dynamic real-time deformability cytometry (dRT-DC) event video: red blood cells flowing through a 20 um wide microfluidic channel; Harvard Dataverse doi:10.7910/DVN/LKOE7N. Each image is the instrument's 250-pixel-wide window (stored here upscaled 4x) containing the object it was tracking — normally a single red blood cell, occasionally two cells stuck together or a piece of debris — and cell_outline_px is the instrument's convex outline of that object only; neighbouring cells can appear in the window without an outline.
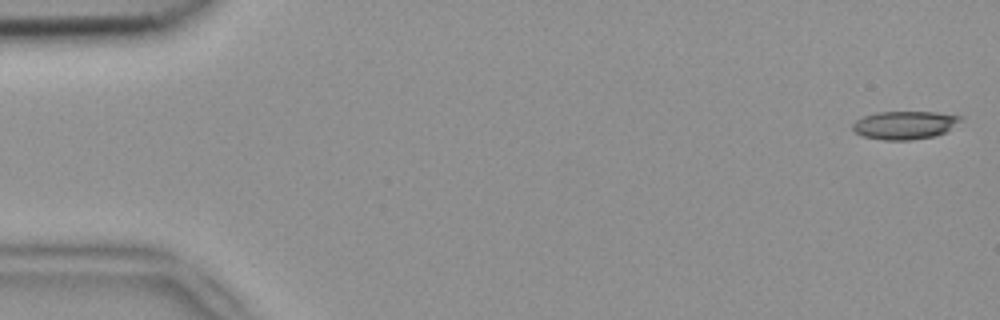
{"species": "common noctule bat (a hibernating species)", "species_latin": "Nyctalus noctula", "temperature_condition": "room temperature", "stored_images_in_passage": 5, "camera_frame_rate_fps": 3000, "um_per_image_px": 0.085, "animal": {"sex": "female", "body_mass_g": 18.4}, "frame": {"image": 1, "passage_image": 1, "time_ms": 0.0, "image_size_px": [1000, 320], "cell_outline_px": [[964, 120], [944, 132], [936, 136], [912, 140], [884, 140], [864, 136], [856, 132], [852, 128], [852, 124], [856, 120], [864, 116], [876, 112], [936, 112], [964, 116]], "centroid_in_image_um": [76.94, 10.62], "position_along_channel_um": 8.1, "area_um2": 17.8}}